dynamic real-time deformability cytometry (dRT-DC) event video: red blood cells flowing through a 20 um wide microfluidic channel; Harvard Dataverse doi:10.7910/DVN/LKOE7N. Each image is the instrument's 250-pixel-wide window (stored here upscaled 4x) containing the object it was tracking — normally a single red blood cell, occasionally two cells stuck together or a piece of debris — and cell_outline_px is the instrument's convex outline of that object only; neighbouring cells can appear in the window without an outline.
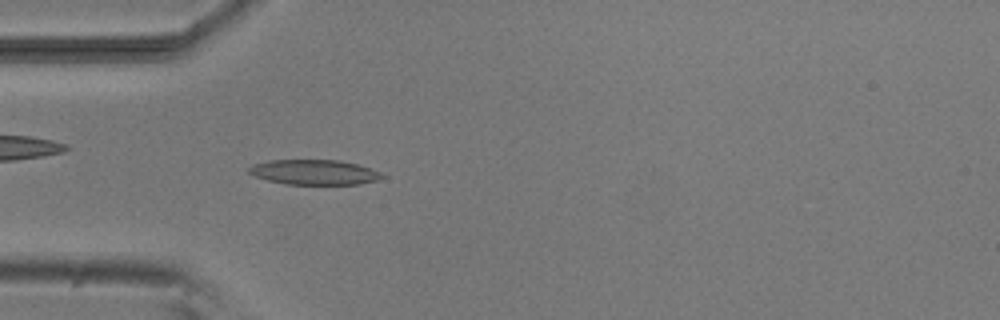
{"species": "common noctule bat (a hibernating species)", "species_latin": "Nyctalus noctula", "temperature_condition": "room temperature", "stored_images_in_passage": 5, "camera_frame_rate_fps": 3000, "um_per_image_px": 0.085, "animal": {"sex": "male", "body_mass_g": 20.5, "forearm_length_mm": 52.5}, "frame": {"image": 1, "passage_image": 5, "time_ms": 5.333, "image_size_px": [1000, 320], "cell_outline_px": [[388, 176], [380, 180], [360, 184], [284, 184], [268, 180], [256, 176], [248, 172], [248, 168], [252, 164], [268, 160], [340, 160], [356, 164], [380, 172]], "centroid_in_image_um": [26.73, 14.64], "position_along_channel_um": 58.3, "area_um2": 19.48}}